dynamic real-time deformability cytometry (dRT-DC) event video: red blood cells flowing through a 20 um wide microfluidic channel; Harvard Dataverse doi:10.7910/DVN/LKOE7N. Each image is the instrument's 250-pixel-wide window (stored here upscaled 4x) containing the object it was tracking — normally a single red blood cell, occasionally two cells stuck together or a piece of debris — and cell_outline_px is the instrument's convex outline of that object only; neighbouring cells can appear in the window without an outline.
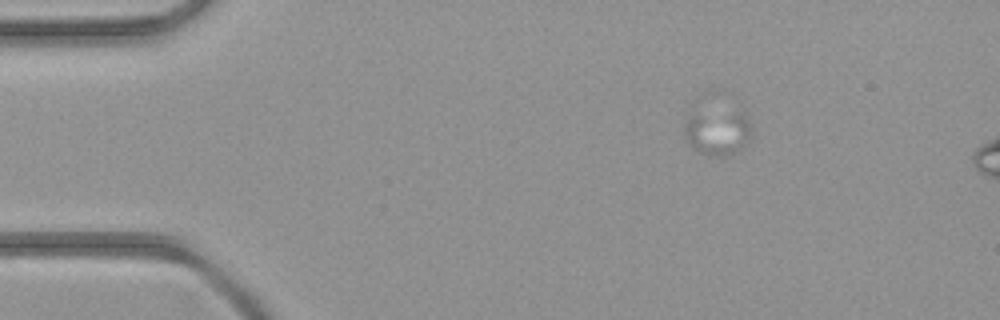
{"species": "common noctule bat (a hibernating species)", "species_latin": "Nyctalus noctula", "temperature_condition": "room temperature", "stored_images_in_passage": 5, "camera_frame_rate_fps": 3000, "um_per_image_px": 0.085, "animal": {"sex": "female", "body_mass_g": 21.9}, "frame": {"image": 1, "passage_image": 3, "time_ms": 2.333, "image_size_px": [1000, 320], "cell_outline_px": [[748, 136], [744, 144], [732, 152], [724, 156], [716, 156], [700, 152], [692, 148], [688, 140], [684, 128], [684, 124], [692, 116], [736, 112], [744, 116], [748, 120]], "centroid_in_image_um": [60.95, 11.3], "position_along_channel_um": 24.0, "area_um2": 16.13}}